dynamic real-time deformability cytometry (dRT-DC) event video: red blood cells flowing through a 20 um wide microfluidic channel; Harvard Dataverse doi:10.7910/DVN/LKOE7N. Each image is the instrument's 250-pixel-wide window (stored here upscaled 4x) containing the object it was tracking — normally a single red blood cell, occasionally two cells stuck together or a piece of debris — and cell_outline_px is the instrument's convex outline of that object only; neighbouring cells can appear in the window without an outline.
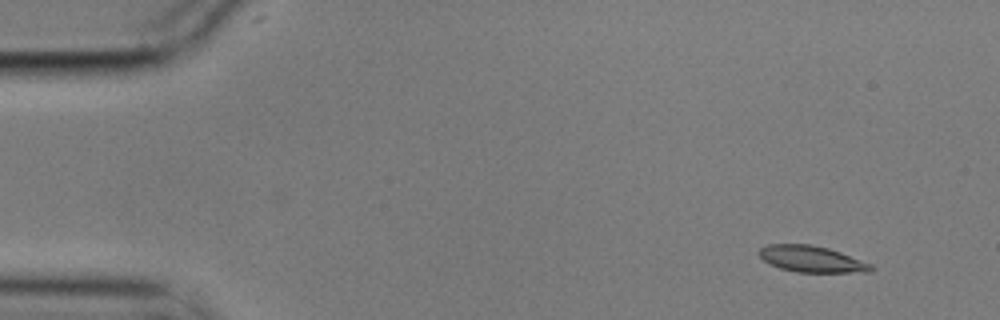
{"species": "common noctule bat (a hibernating species)", "species_latin": "Nyctalus noctula", "temperature_condition": "cold", "stored_images_in_passage": 5, "camera_frame_rate_fps": 3000, "um_per_image_px": 0.085, "animal": {"sex": "male", "body_mass_g": 17.9}, "frame": {"image": 1, "passage_image": 1, "time_ms": 0.0, "image_size_px": [1000, 320], "cell_outline_px": [[876, 268], [872, 272], [796, 272], [780, 268], [768, 264], [756, 252], [760, 248], [768, 244], [812, 244], [828, 248], [840, 252], [872, 264]], "centroid_in_image_um": [68.99, 22.02], "position_along_channel_um": 16.0, "area_um2": 17.34}}
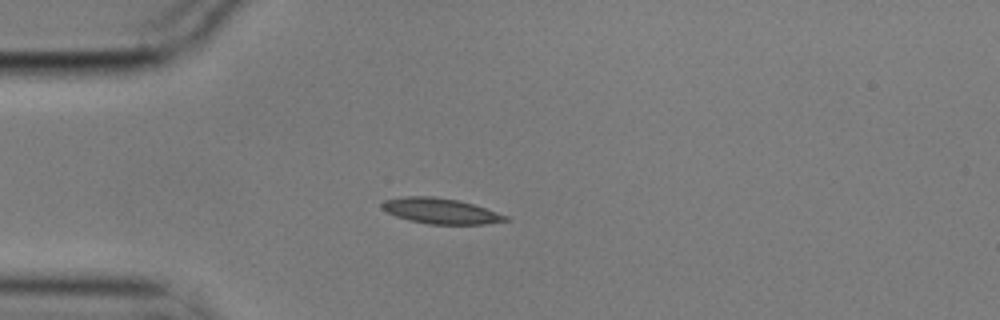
{"frame": {"image": 2, "passage_image": 3, "time_ms": 0.667, "image_size_px": [1000, 320], "cell_outline_px": [[512, 220], [484, 224], [428, 224], [408, 220], [396, 216], [380, 208], [380, 204], [384, 200], [404, 196], [432, 196], [460, 200], [508, 216]], "centroid_in_image_um": [37.43, 17.93], "position_along_channel_um": 47.6, "area_um2": 18.44}}
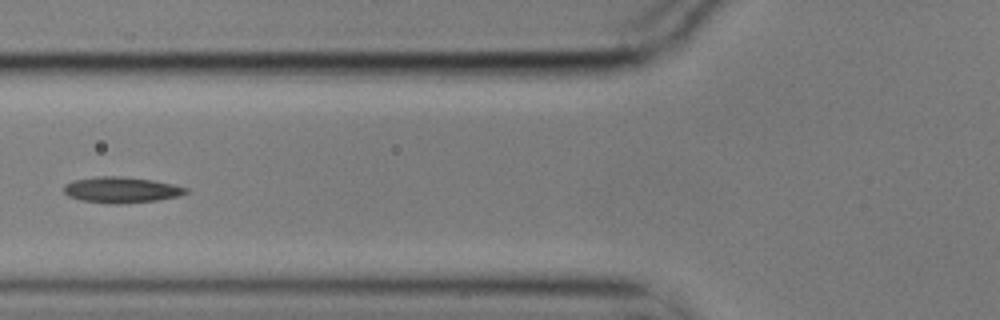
{"frame": {"image": 3, "passage_image": 5, "time_ms": 1.333, "image_size_px": [1000, 320], "cell_outline_px": [[188, 192], [180, 196], [156, 200], [120, 204], [116, 204], [80, 200], [68, 196], [64, 192], [64, 184], [72, 180], [96, 176], [120, 176], [152, 180], [172, 184], [188, 188]], "centroid_in_image_um": [10.29, 16.13], "position_along_channel_um": 115.5, "area_um2": 18.44}}